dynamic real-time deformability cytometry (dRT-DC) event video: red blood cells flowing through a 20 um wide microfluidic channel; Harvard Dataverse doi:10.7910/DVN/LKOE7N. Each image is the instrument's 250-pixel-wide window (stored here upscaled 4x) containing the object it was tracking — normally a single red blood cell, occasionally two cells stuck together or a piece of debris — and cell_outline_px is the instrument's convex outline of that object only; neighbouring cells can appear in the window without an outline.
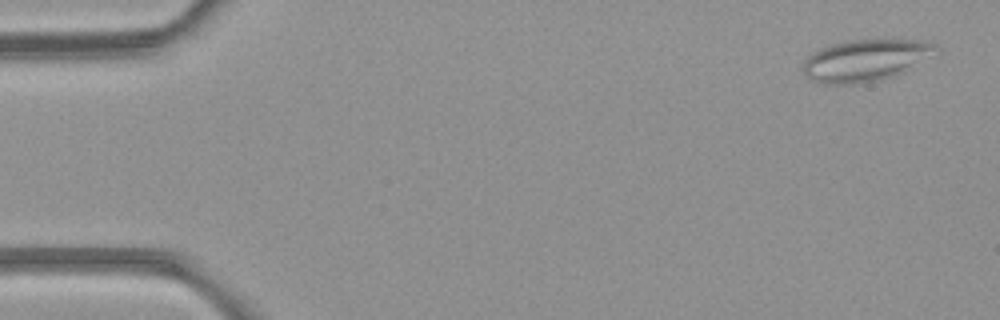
{"species": "common noctule bat (a hibernating species)", "species_latin": "Nyctalus noctula", "temperature_condition": "room temperature", "stored_images_in_passage": 6, "camera_frame_rate_fps": 3000, "um_per_image_px": 0.085, "animal": {"sex": "female", "body_mass_g": 21.9}, "frame": {"image": 1, "passage_image": 1, "time_ms": 0.0, "image_size_px": [1000, 320], "cell_outline_px": [[940, 52], [904, 72], [896, 76], [880, 80], [856, 84], [820, 84], [812, 80], [804, 72], [804, 60], [812, 52], [820, 48], [832, 44], [852, 40], [916, 40], [936, 44]], "centroid_in_image_um": [73.6, 5.14], "position_along_channel_um": 11.4, "area_um2": 32.48}}